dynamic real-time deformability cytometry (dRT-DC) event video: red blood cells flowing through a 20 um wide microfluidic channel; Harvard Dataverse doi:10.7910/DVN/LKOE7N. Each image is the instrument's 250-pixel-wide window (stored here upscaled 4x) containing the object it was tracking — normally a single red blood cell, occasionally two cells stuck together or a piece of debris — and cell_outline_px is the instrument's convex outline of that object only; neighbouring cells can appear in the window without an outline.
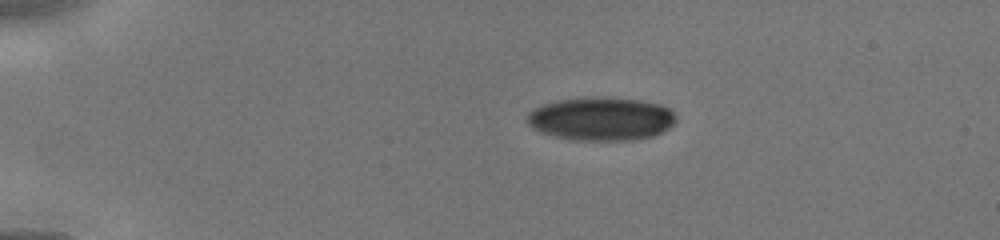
{"species": "human", "species_latin": "Homo sapiens", "temperature_condition": "cold", "stored_images_in_passage": 10, "camera_frame_rate_fps": 3000, "um_per_image_px": 0.085, "donor": {"sex": "male"}, "frame": {"image": 1, "passage_image": 1, "time_ms": 0.0, "image_size_px": [1000, 240], "cell_outline_px": [[676, 120], [668, 128], [652, 136], [636, 140], [576, 140], [556, 136], [540, 132], [528, 124], [528, 112], [544, 104], [560, 100], [584, 96], [604, 96], [640, 100], [660, 104], [668, 108], [676, 116]], "centroid_in_image_um": [51.11, 10.08], "position_along_channel_um": 33.9, "area_um2": 37.63}}
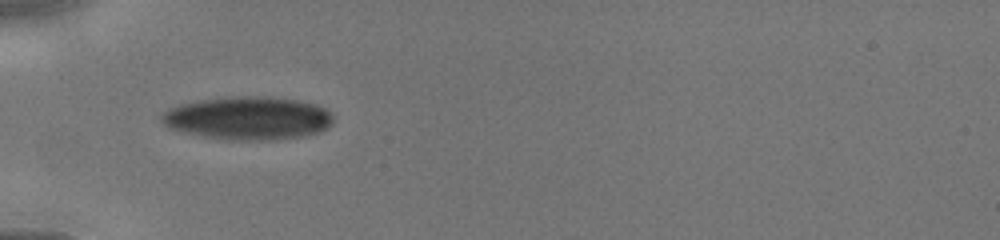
{"frame": {"image": 2, "passage_image": 6, "time_ms": 2.0, "image_size_px": [1000, 240], "cell_outline_px": [[332, 124], [328, 128], [320, 132], [308, 136], [268, 140], [228, 140], [204, 136], [184, 132], [168, 128], [160, 120], [160, 116], [168, 108], [180, 104], [228, 96], [268, 96], [296, 100], [316, 104], [324, 108], [332, 116]], "centroid_in_image_um": [21.09, 10.05], "position_along_channel_um": 63.9, "area_um2": 43.35}}
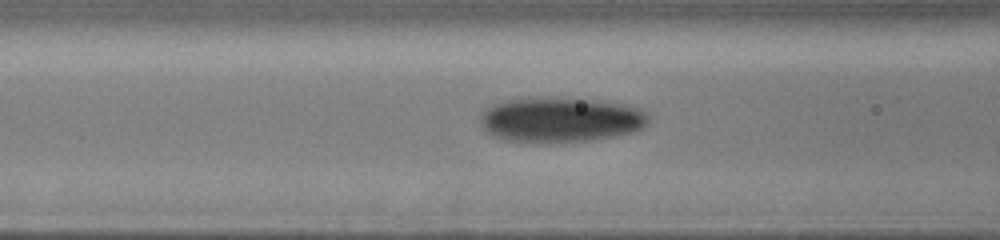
{"frame": {"image": 3, "passage_image": 9, "time_ms": 3.333, "image_size_px": [1000, 240], "cell_outline_px": [[648, 124], [632, 132], [616, 136], [592, 140], [504, 140], [492, 136], [484, 132], [480, 124], [480, 116], [488, 108], [496, 104], [508, 100], [588, 100], [620, 104], [644, 108], [648, 112]], "centroid_in_image_um": [47.69, 10.2], "position_along_channel_um": 118.9, "area_um2": 42.25}}